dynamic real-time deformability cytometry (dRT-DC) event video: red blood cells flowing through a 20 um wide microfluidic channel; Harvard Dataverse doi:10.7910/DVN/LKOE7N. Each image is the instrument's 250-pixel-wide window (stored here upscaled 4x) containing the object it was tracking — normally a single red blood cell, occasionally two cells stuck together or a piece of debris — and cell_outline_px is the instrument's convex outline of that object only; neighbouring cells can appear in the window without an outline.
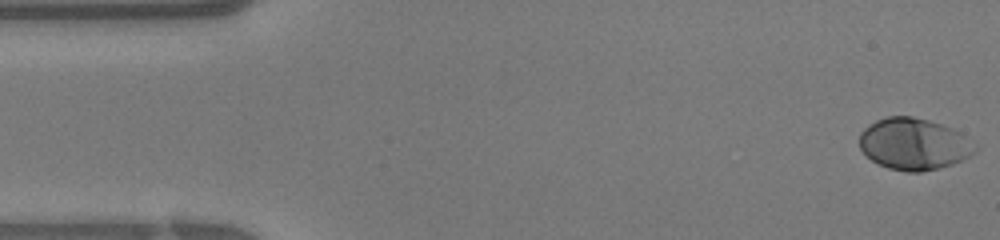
{"species": "human", "species_latin": "Homo sapiens", "temperature_condition": "warm", "stored_images_in_passage": 12, "camera_frame_rate_fps": 3000, "um_per_image_px": 0.085, "donor": {"sex": "female"}, "frame": {"image": 1, "passage_image": 1, "time_ms": 0.0, "image_size_px": [1000, 240], "cell_outline_px": [[976, 152], [952, 164], [920, 172], [908, 172], [888, 168], [872, 160], [860, 148], [860, 132], [868, 124], [876, 120], [888, 116], [912, 116], [928, 120], [952, 128], [960, 132], [976, 148]], "centroid_in_image_um": [77.64, 12.23], "position_along_channel_um": 7.4, "area_um2": 34.39}}
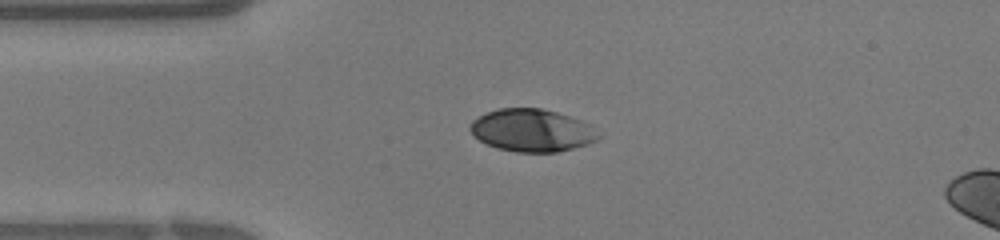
{"frame": {"image": 2, "passage_image": 9, "time_ms": 2.667, "image_size_px": [1000, 240], "cell_outline_px": [[600, 136], [596, 140], [588, 144], [556, 152], [516, 152], [496, 148], [472, 136], [468, 128], [472, 120], [496, 108], [540, 108], [556, 112], [580, 120], [588, 124]], "centroid_in_image_um": [45.16, 11.08], "position_along_channel_um": 39.8, "area_um2": 31.62}}